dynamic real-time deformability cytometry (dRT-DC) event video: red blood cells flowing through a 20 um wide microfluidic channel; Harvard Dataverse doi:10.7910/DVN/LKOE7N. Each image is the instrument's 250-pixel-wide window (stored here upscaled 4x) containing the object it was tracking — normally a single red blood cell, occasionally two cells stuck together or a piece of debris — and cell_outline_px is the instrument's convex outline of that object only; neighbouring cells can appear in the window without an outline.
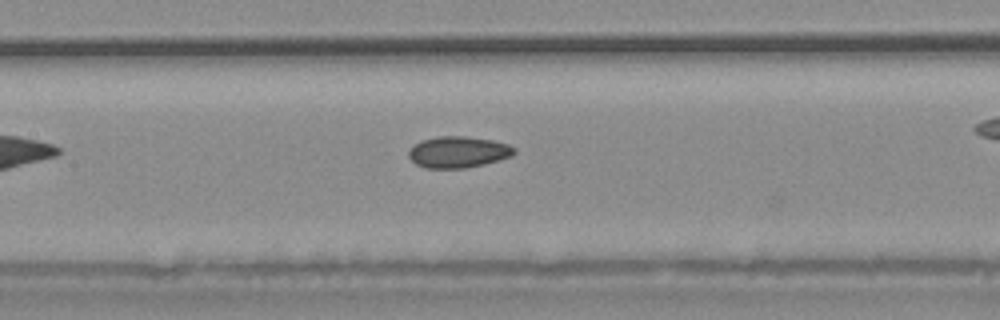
{"species": "common noctule bat (a hibernating species)", "species_latin": "Nyctalus noctula", "temperature_condition": "warm", "stored_images_in_passage": 9, "camera_frame_rate_fps": 3000, "um_per_image_px": 0.085, "animal": {"sex": "male", "body_mass_g": 20.4}, "frame": {"image": 1, "passage_image": 7, "time_ms": 2.0, "image_size_px": [1000, 320], "cell_outline_px": [[516, 152], [512, 156], [500, 160], [484, 164], [464, 168], [424, 168], [416, 164], [408, 156], [408, 152], [416, 144], [424, 140], [436, 136], [464, 136], [492, 140], [508, 144], [516, 148]], "centroid_in_image_um": [38.98, 12.93], "position_along_channel_um": 168.4, "area_um2": 19.25}}